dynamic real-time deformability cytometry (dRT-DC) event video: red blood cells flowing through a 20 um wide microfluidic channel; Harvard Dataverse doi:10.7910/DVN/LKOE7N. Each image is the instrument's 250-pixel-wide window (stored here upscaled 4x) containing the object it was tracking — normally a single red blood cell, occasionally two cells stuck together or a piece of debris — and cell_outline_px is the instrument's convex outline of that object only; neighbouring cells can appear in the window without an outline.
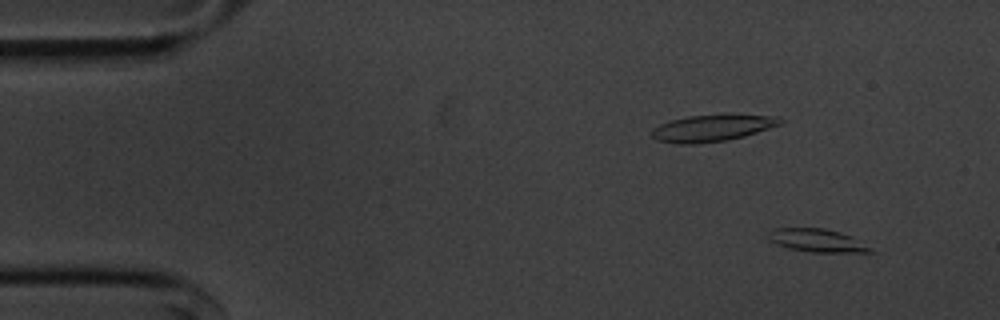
{"species": "common noctule bat (a hibernating species)", "species_latin": "Nyctalus noctula", "temperature_condition": "cold", "stored_images_in_passage": 54, "camera_frame_rate_fps": 3000, "um_per_image_px": 0.085, "animal": {"sex": "male", "body_mass_g": 20.1, "forearm_length_mm": 53.5}, "frame": {"image": 1, "passage_image": 4, "time_ms": 1.0, "image_size_px": [1000, 320], "cell_outline_px": [[876, 252], [812, 252], [788, 248], [776, 244], [768, 236], [768, 232], [776, 228], [824, 228], [840, 232], [852, 236], [872, 248]], "centroid_in_image_um": [69.49, 20.44], "position_along_channel_um": 15.5, "area_um2": 13.64}}
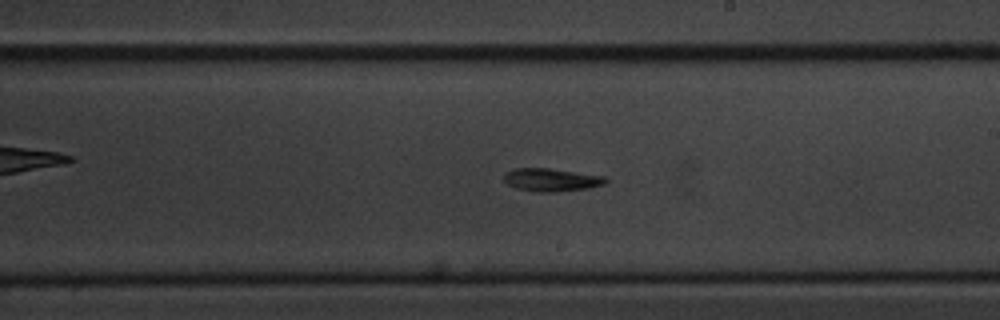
{"frame": {"image": 2, "passage_image": 31, "time_ms": 10.0, "image_size_px": [1000, 320], "cell_outline_px": [[608, 180], [604, 184], [588, 188], [556, 192], [536, 192], [516, 188], [508, 184], [504, 180], [504, 172], [512, 168], [548, 168], [604, 176]], "centroid_in_image_um": [46.83, 15.28], "position_along_channel_um": 242.2, "area_um2": 13.64}}
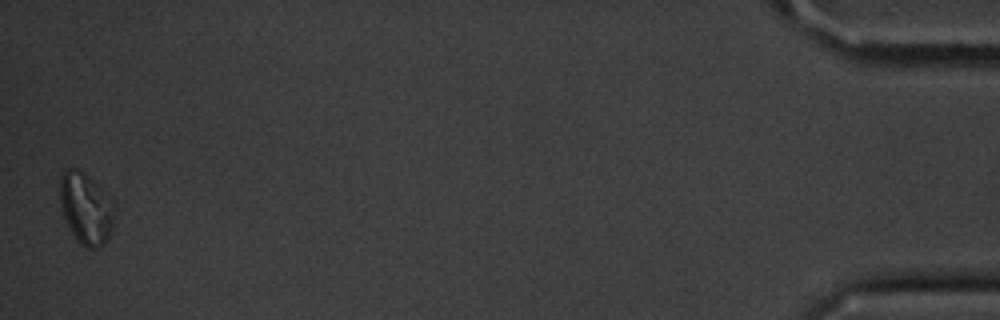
{"frame": {"image": 3, "passage_image": 54, "time_ms": 17.667, "image_size_px": [1000, 320], "cell_outline_px": [[116, 216], [108, 240], [100, 248], [84, 248], [76, 240], [60, 208], [60, 176], [68, 168], [76, 168], [84, 172], [116, 204]], "centroid_in_image_um": [7.34, 17.75], "position_along_channel_um": 427.9, "area_um2": 23.0}, "authors_computed_cell_mechanics": {"area_um2": 13.7853, "velocity_mm_per_s": 3.6216, "shape_relaxation_time_tau1_ms": 9.7915, "shape_relaxation_time_tau2_ms": null, "deformation_change_tau1": 0.2082, "deformation_change_tau2": null}}